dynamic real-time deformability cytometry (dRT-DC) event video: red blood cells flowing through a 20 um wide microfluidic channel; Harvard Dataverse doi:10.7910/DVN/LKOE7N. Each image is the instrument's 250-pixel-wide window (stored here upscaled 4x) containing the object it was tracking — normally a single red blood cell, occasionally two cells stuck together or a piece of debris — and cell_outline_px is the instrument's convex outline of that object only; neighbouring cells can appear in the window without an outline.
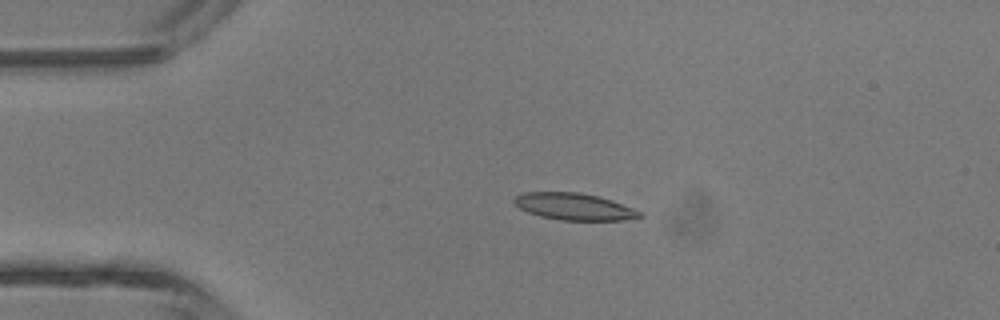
{"species": "common noctule bat (a hibernating species)", "species_latin": "Nyctalus noctula", "temperature_condition": "room temperature", "stored_images_in_passage": 3, "camera_frame_rate_fps": 3000, "um_per_image_px": 0.085, "animal": {"sex": "male", "body_mass_g": 13.3}, "frame": {"image": 1, "passage_image": 2, "time_ms": 1.0, "image_size_px": [1000, 320], "cell_outline_px": [[644, 216], [620, 220], [560, 220], [540, 216], [528, 212], [520, 208], [512, 200], [516, 196], [524, 192], [580, 192], [612, 200], [644, 212]], "centroid_in_image_um": [48.82, 17.56], "position_along_channel_um": 36.2, "area_um2": 19.59}}